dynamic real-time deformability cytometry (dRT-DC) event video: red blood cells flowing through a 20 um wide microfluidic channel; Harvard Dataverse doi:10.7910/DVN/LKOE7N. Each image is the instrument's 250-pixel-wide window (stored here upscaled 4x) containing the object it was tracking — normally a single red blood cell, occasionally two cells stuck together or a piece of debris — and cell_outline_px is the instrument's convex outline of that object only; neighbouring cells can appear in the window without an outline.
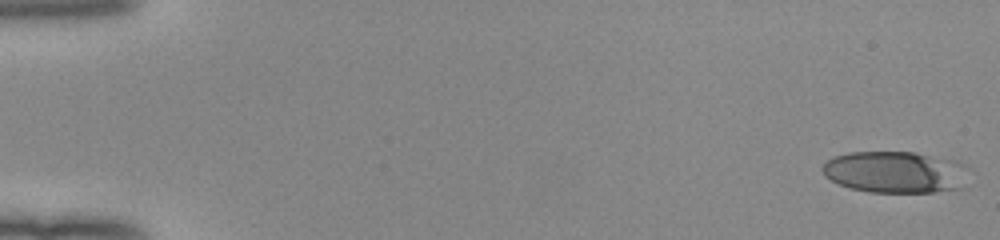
{"species": "human", "species_latin": "Homo sapiens", "temperature_condition": "room temperature", "stored_images_in_passage": 51, "camera_frame_rate_fps": 3000, "um_per_image_px": 0.085, "donor": {"sex": "female"}, "frame": {"image": 1, "passage_image": 1, "time_ms": 0.0, "image_size_px": [1000, 240], "cell_outline_px": [[960, 188], [932, 192], [868, 192], [852, 188], [840, 184], [824, 176], [820, 168], [832, 156], [848, 152], [916, 152], [928, 156]], "centroid_in_image_um": [75.44, 14.65], "position_along_channel_um": 9.6, "area_um2": 31.44}}
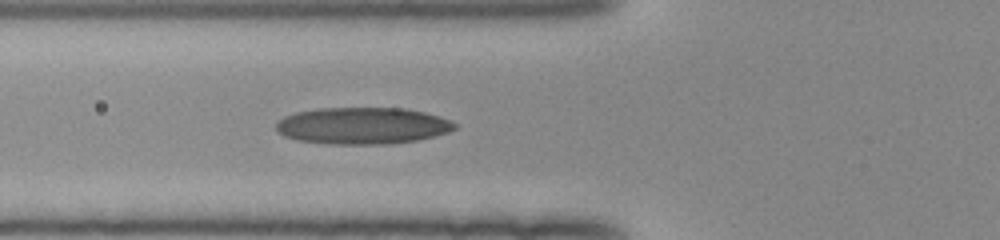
{"frame": {"image": 2, "passage_image": 20, "time_ms": 6.333, "image_size_px": [1000, 240], "cell_outline_px": [[456, 128], [448, 132], [416, 140], [388, 144], [332, 144], [296, 140], [284, 136], [276, 132], [276, 124], [284, 116], [296, 112], [320, 108], [404, 108], [424, 112], [440, 116], [456, 124]], "centroid_in_image_um": [30.78, 10.68], "position_along_channel_um": 95.0, "area_um2": 38.21}}
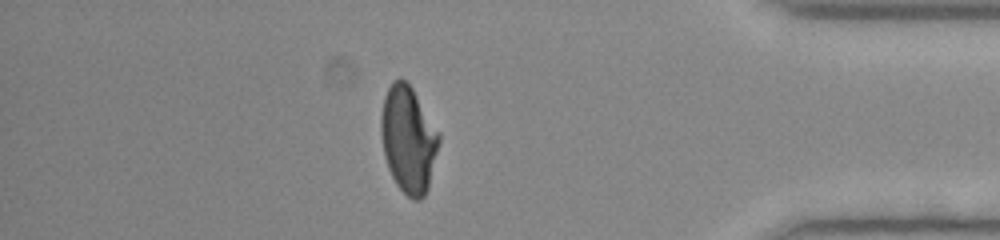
{"frame": {"image": 3, "passage_image": 45, "time_ms": 14.667, "image_size_px": [1000, 240], "cell_outline_px": [[440, 140], [428, 188], [424, 196], [420, 200], [412, 200], [396, 184], [388, 168], [384, 156], [380, 132], [380, 116], [384, 96], [392, 80], [400, 76], [412, 88], [440, 132]], "centroid_in_image_um": [34.7, 11.82], "position_along_channel_um": 400.5, "area_um2": 36.24}, "authors_computed_cell_mechanics": {"area_um2": 36.1828, "velocity_mm_per_s": 4.0451, "shape_relaxation_time_tau1_ms": null, "shape_relaxation_time_tau2_ms": 1.6139, "deformation_change_tau1": null, "deformation_change_tau2": 0.0979}}